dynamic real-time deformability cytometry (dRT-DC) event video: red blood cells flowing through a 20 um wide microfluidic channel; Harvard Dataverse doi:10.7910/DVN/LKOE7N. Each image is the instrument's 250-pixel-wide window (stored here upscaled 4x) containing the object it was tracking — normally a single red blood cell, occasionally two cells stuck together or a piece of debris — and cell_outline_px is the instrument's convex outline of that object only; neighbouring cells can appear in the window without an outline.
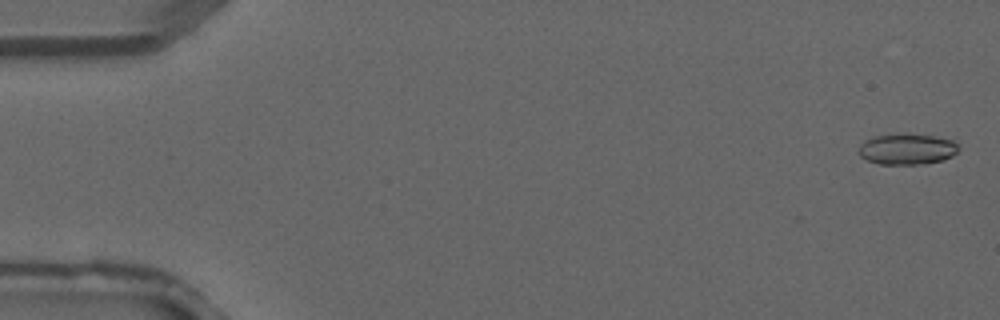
{"species": "common noctule bat (a hibernating species)", "species_latin": "Nyctalus noctula", "temperature_condition": "warm", "stored_images_in_passage": 4, "camera_frame_rate_fps": 3000, "um_per_image_px": 0.085, "animal": {"sex": "male", "forearm_length_mm": 52.5}, "frame": {"image": 1, "passage_image": 1, "time_ms": 0.0, "image_size_px": [1000, 320], "cell_outline_px": [[960, 148], [952, 156], [944, 160], [924, 164], [880, 164], [868, 160], [860, 156], [860, 144], [864, 140], [872, 136], [904, 132], [908, 132], [932, 136], [952, 140]], "centroid_in_image_um": [77.09, 12.65], "position_along_channel_um": 7.9, "area_um2": 18.26}}